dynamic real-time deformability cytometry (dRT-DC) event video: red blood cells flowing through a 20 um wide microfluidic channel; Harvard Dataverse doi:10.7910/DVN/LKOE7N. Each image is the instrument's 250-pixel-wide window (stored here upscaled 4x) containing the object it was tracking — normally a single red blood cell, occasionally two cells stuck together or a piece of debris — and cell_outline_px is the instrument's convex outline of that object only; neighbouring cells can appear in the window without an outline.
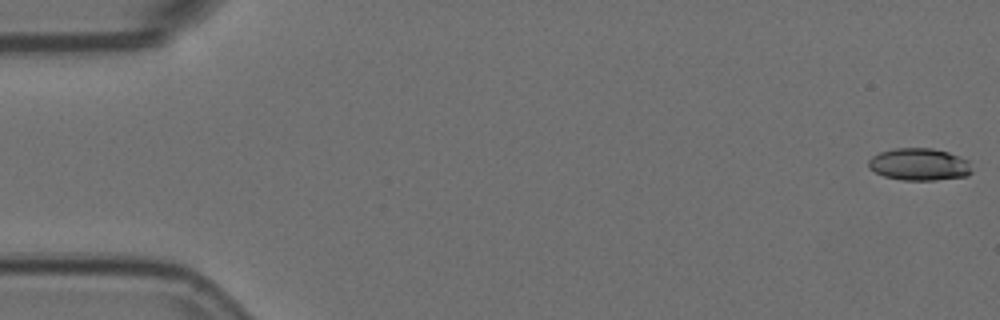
{"species": "Egyptian fruit bat (a non-hibernating species)", "species_latin": "Rousettus aegyptiacus", "temperature_condition": "room temperature", "stored_images_in_passage": 6, "camera_frame_rate_fps": 3000, "um_per_image_px": 0.085, "animal": {"sex": "female"}, "frame": {"image": 1, "passage_image": 1, "time_ms": 0.0, "image_size_px": [1000, 320], "cell_outline_px": [[972, 172], [968, 176], [936, 180], [904, 180], [884, 176], [868, 168], [868, 160], [872, 156], [880, 152], [892, 148], [932, 148], [948, 152], [968, 160]], "centroid_in_image_um": [78.13, 13.97], "position_along_channel_um": 6.9, "area_um2": 19.48}}